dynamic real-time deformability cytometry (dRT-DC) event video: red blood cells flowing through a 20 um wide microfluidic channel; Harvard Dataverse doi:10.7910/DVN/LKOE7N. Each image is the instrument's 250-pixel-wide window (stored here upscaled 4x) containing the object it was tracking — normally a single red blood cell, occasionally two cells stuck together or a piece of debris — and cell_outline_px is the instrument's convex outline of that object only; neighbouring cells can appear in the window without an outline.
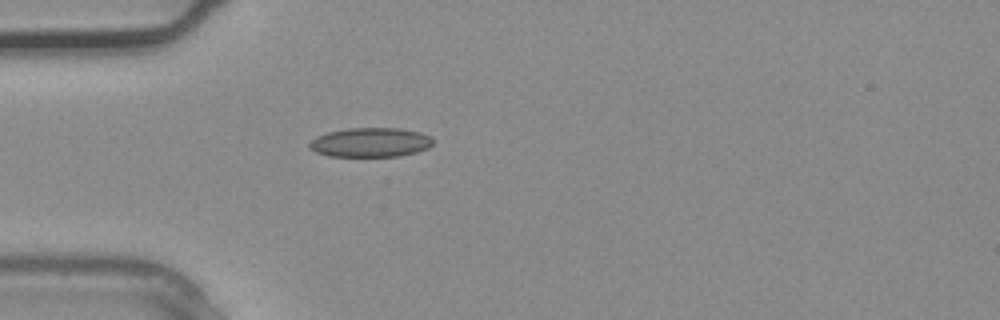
{"species": "common noctule bat (a hibernating species)", "species_latin": "Nyctalus noctula", "temperature_condition": "warm", "stored_images_in_passage": 1, "camera_frame_rate_fps": 3000, "um_per_image_px": 0.085, "animal": {"sex": "male", "body_mass_g": 20.4}, "frame": {"image": 1, "passage_image": 1, "time_ms": 0.0, "image_size_px": [1000, 320], "cell_outline_px": [[432, 144], [428, 148], [416, 152], [400, 156], [328, 156], [316, 152], [308, 148], [308, 144], [316, 136], [328, 132], [348, 128], [400, 128], [420, 132], [432, 136]], "centroid_in_image_um": [31.49, 12.1], "position_along_channel_um": 53.5, "area_um2": 21.21}}